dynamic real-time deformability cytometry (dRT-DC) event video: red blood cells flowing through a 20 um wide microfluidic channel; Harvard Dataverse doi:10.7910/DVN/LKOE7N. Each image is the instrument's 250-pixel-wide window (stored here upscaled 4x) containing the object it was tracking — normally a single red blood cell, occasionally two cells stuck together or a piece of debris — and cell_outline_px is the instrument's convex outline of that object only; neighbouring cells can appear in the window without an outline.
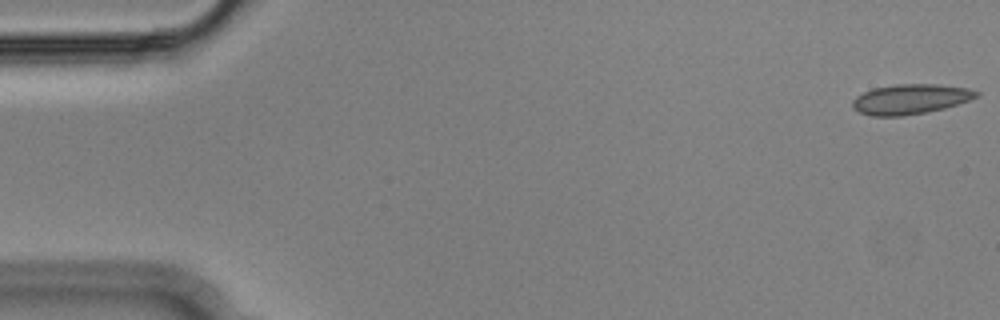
{"species": "Egyptian fruit bat (a non-hibernating species)", "species_latin": "Rousettus aegyptiacus", "temperature_condition": "cold", "stored_images_in_passage": 49, "camera_frame_rate_fps": 3000, "um_per_image_px": 0.085, "animal": {"sex": "male"}, "frame": {"image": 1, "passage_image": 1, "time_ms": 0.0, "image_size_px": [1000, 320], "cell_outline_px": [[980, 96], [944, 108], [928, 112], [904, 116], [872, 116], [860, 112], [852, 108], [852, 100], [856, 96], [872, 88], [896, 84], [936, 84], [968, 88], [980, 92]], "centroid_in_image_um": [77.37, 8.42], "position_along_channel_um": 7.6, "area_um2": 21.73}}
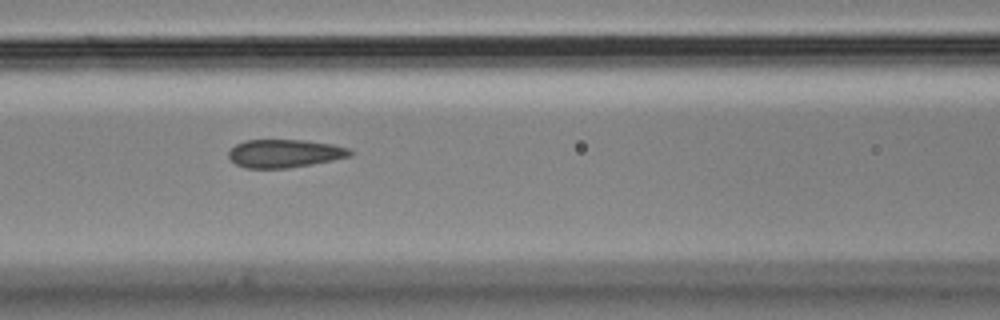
{"frame": {"image": 2, "passage_image": 23, "time_ms": 7.333, "image_size_px": [1000, 320], "cell_outline_px": [[352, 156], [312, 164], [288, 168], [244, 168], [236, 164], [228, 156], [228, 152], [236, 144], [244, 140], [304, 140], [332, 144], [348, 148], [352, 152]], "centroid_in_image_um": [24.18, 13.04], "position_along_channel_um": 142.4, "area_um2": 19.88}}
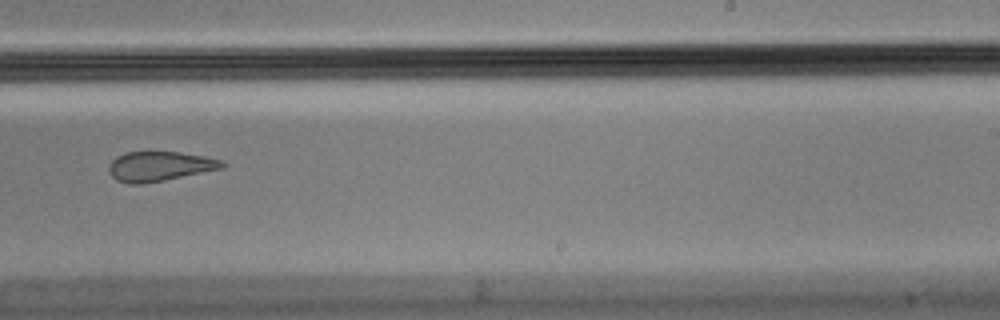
{"frame": {"image": 3, "passage_image": 34, "time_ms": 11.0, "image_size_px": [1000, 320], "cell_outline_px": [[228, 164], [224, 168], [144, 184], [128, 184], [116, 180], [108, 172], [108, 164], [116, 156], [124, 152], [180, 152], [204, 156], [224, 160]], "centroid_in_image_um": [13.57, 14.13], "position_along_channel_um": 275.4, "area_um2": 19.88}}